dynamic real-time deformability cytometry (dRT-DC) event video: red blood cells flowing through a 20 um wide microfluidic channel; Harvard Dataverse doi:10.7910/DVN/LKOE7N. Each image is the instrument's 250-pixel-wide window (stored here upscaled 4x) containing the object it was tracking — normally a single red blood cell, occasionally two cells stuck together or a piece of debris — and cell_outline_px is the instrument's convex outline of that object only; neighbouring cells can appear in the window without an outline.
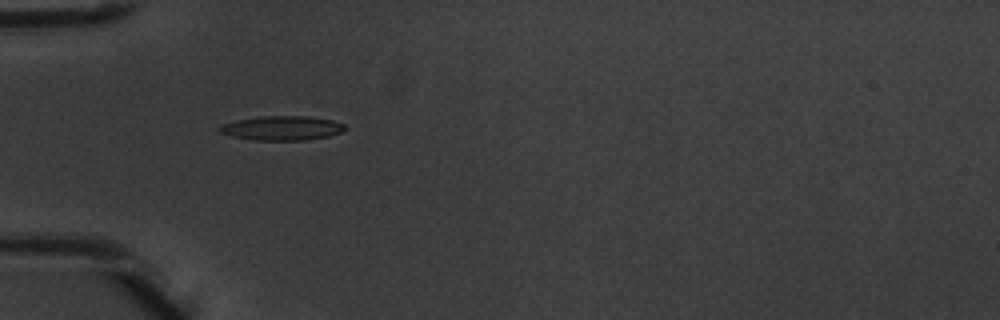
{"species": "common noctule bat (a hibernating species)", "species_latin": "Nyctalus noctula", "temperature_condition": "warm", "stored_images_in_passage": 5, "camera_frame_rate_fps": 3000, "um_per_image_px": 0.085, "animal": {"sex": "male", "body_mass_g": 20.1, "forearm_length_mm": 53.5}, "frame": {"image": 1, "passage_image": 4, "time_ms": 1.0, "image_size_px": [1000, 320], "cell_outline_px": [[344, 128], [340, 132], [328, 136], [304, 140], [256, 140], [232, 136], [220, 132], [216, 128], [224, 124], [236, 120], [260, 116], [304, 116], [332, 120], [344, 124]], "centroid_in_image_um": [23.93, 10.88], "position_along_channel_um": 61.1, "area_um2": 17.51}}